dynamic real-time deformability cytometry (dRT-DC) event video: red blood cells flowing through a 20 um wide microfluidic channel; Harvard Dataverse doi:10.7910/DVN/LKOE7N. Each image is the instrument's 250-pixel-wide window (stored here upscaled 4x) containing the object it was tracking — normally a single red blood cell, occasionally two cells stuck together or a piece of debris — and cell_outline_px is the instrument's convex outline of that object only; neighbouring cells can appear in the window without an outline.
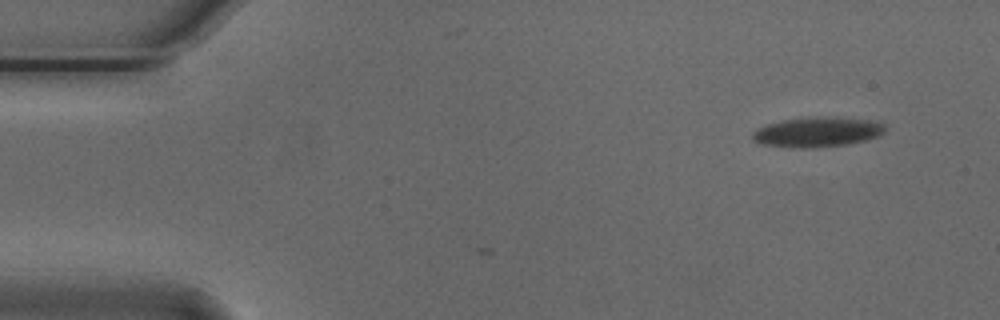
{"species": "Egyptian fruit bat (a non-hibernating species)", "species_latin": "Rousettus aegyptiacus", "temperature_condition": "cold", "stored_images_in_passage": 5, "camera_frame_rate_fps": 3000, "um_per_image_px": 0.085, "animal": {"sex": "male"}, "frame": {"image": 1, "passage_image": 5, "time_ms": 1.333, "image_size_px": [1000, 320], "cell_outline_px": [[884, 132], [868, 140], [848, 144], [812, 148], [792, 148], [764, 144], [752, 140], [752, 132], [768, 124], [784, 120], [864, 120], [884, 124]], "centroid_in_image_um": [69.42, 11.3], "position_along_channel_um": 15.6, "area_um2": 21.56}}